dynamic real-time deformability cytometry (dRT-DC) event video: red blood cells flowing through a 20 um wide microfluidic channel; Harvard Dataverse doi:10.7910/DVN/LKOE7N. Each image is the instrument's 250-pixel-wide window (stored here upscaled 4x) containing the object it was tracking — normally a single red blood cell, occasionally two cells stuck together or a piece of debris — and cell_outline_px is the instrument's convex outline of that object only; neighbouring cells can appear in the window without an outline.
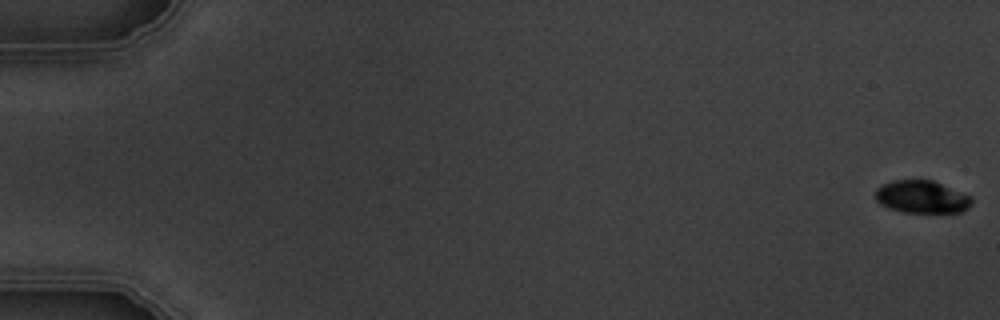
{"species": "common noctule bat (a hibernating species)", "species_latin": "Nyctalus noctula", "temperature_condition": "warm", "stored_images_in_passage": 5, "camera_frame_rate_fps": 3000, "um_per_image_px": 0.085, "animal": {"sex": "male", "body_mass_g": 19.5, "forearm_length_mm": 54.6}, "frame": {"image": 1, "passage_image": 1, "time_ms": 0.0, "image_size_px": [1000, 320], "cell_outline_px": [[972, 204], [968, 208], [960, 212], [900, 212], [888, 208], [880, 204], [876, 200], [876, 188], [892, 180], [932, 180], [972, 196]], "centroid_in_image_um": [78.35, 16.74], "position_along_channel_um": 6.6, "area_um2": 18.32}}
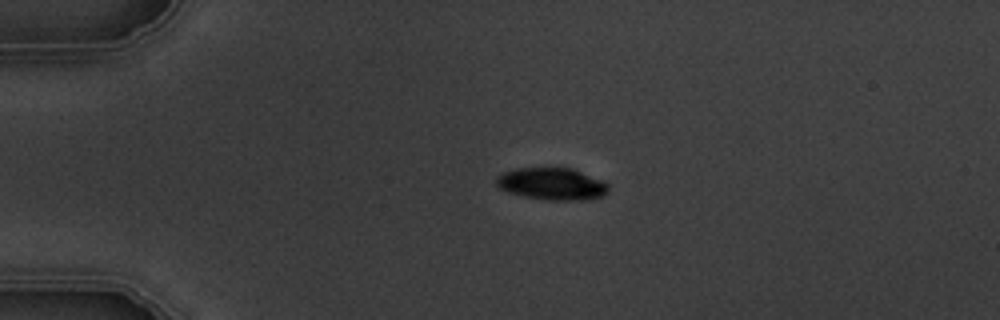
{"frame": {"image": 2, "passage_image": 4, "time_ms": 4.333, "image_size_px": [1000, 320], "cell_outline_px": [[608, 192], [604, 196], [584, 200], [548, 200], [524, 196], [508, 192], [500, 188], [496, 184], [496, 176], [504, 172], [516, 168], [572, 168], [604, 180], [608, 184]], "centroid_in_image_um": [46.95, 15.63], "position_along_channel_um": 38.1, "area_um2": 21.1}}